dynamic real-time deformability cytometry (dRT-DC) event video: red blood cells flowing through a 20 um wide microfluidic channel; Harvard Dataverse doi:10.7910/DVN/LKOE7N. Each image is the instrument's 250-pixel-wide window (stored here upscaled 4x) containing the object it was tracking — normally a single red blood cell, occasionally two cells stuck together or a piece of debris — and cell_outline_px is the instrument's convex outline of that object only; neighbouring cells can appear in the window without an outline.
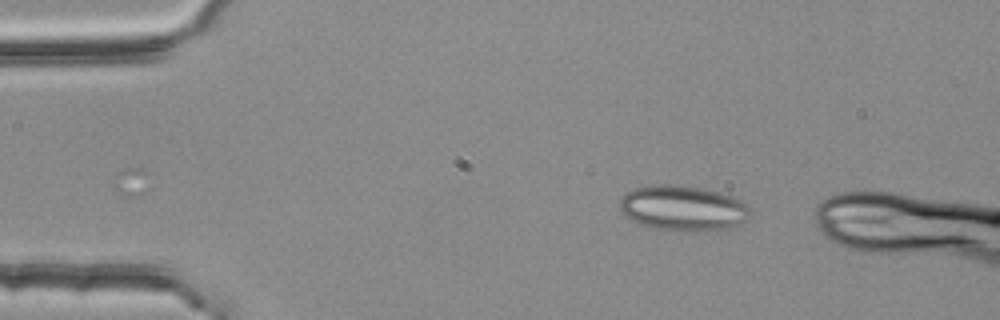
{"species": "common noctule bat (a hibernating species)", "species_latin": "Nyctalus noctula", "temperature_condition": "room temperature", "stored_images_in_passage": 46, "camera_frame_rate_fps": 3000, "um_per_image_px": 0.085, "animal": {"sex": "female", "body_mass_g": 25.1}, "frame": {"image": 1, "passage_image": 1, "time_ms": 0.0, "image_size_px": [1000, 320], "cell_outline_px": [[748, 216], [744, 220], [736, 224], [724, 228], [696, 232], [684, 232], [652, 228], [640, 224], [632, 220], [620, 212], [620, 200], [628, 192], [636, 188], [664, 184], [668, 184], [704, 188], [720, 192], [732, 196], [740, 200], [748, 208]], "centroid_in_image_um": [58.01, 17.7], "position_along_channel_um": 27.0, "area_um2": 34.04}}
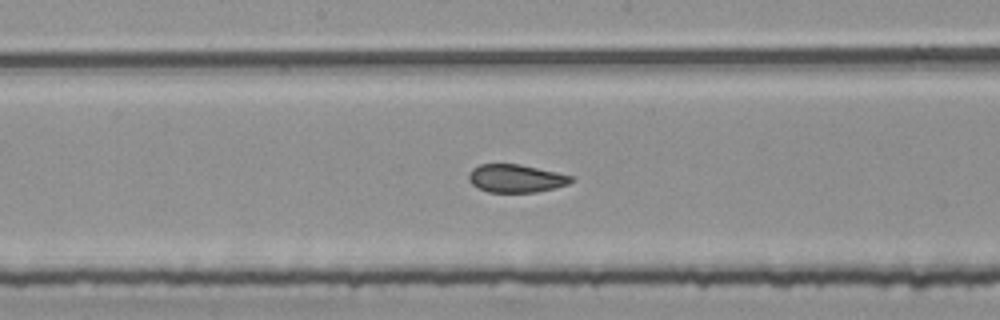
{"frame": {"image": 2, "passage_image": 20, "time_ms": 6.333, "image_size_px": [1000, 320], "cell_outline_px": [[576, 180], [568, 184], [536, 192], [488, 192], [472, 184], [468, 180], [468, 176], [472, 168], [480, 164], [520, 164], [556, 172], [572, 176]], "centroid_in_image_um": [43.85, 15.16], "position_along_channel_um": 204.3, "area_um2": 16.65}}
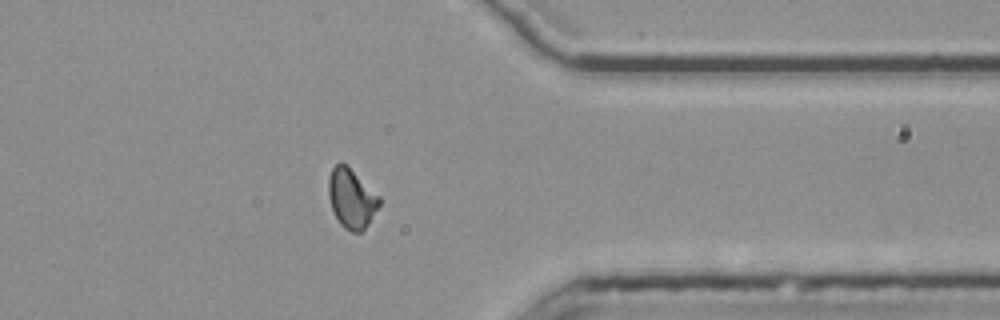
{"frame": {"image": 3, "passage_image": 35, "time_ms": 11.333, "image_size_px": [1000, 320], "cell_outline_px": [[380, 204], [368, 224], [360, 232], [352, 232], [344, 228], [340, 224], [332, 208], [328, 196], [328, 180], [332, 168], [340, 160], [380, 196]], "centroid_in_image_um": [29.86, 16.87], "position_along_channel_um": 381.5, "area_um2": 17.34}, "authors_computed_cell_mechanics": {"area_um2": 17.4556, "velocity_mm_per_s": 3.7838, "shape_relaxation_time_tau1_ms": null, "shape_relaxation_time_tau2_ms": 1.5372, "deformation_change_tau1": null, "deformation_change_tau2": 0.0832}}